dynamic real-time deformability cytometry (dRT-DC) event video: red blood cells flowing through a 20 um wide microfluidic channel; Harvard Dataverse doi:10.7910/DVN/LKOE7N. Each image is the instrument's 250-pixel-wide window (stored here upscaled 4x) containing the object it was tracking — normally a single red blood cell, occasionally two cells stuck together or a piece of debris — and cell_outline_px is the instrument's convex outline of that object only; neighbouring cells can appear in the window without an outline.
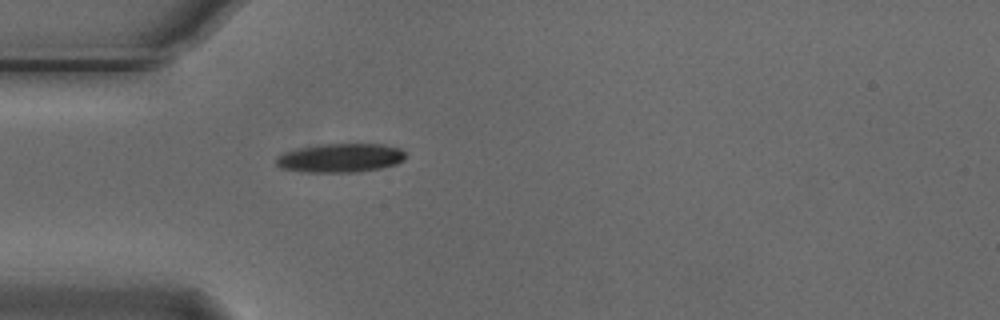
{"species": "Egyptian fruit bat (a non-hibernating species)", "species_latin": "Rousettus aegyptiacus", "temperature_condition": "cold", "stored_images_in_passage": 1, "camera_frame_rate_fps": 3000, "um_per_image_px": 0.085, "animal": {"sex": "male"}, "frame": {"image": 1, "passage_image": 1, "time_ms": 0.0, "image_size_px": [1000, 320], "cell_outline_px": [[404, 160], [396, 164], [380, 168], [356, 172], [308, 172], [284, 168], [276, 164], [276, 160], [284, 152], [300, 148], [324, 144], [384, 144], [400, 148], [404, 152]], "centroid_in_image_um": [28.98, 13.42], "position_along_channel_um": 56.0, "area_um2": 21.44}}